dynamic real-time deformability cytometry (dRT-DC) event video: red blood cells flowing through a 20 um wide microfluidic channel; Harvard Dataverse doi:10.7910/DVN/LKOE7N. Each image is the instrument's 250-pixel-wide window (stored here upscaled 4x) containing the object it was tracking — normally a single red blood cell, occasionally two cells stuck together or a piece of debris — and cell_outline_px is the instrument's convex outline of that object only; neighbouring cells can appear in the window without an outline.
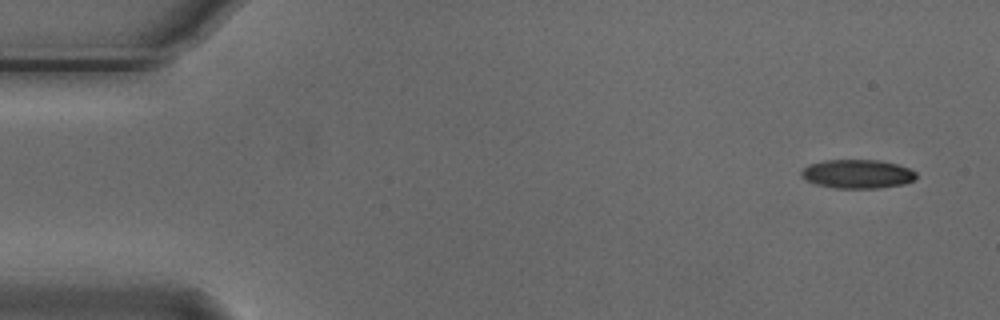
{"species": "Egyptian fruit bat (a non-hibernating species)", "species_latin": "Rousettus aegyptiacus", "temperature_condition": "cold", "stored_images_in_passage": 6, "camera_frame_rate_fps": 3000, "um_per_image_px": 0.085, "animal": {"sex": "male"}, "frame": {"image": 1, "passage_image": 1, "time_ms": 0.0, "image_size_px": [1000, 320], "cell_outline_px": [[916, 180], [904, 184], [876, 188], [836, 188], [816, 184], [800, 176], [800, 172], [808, 164], [824, 160], [880, 160], [896, 164], [908, 168], [916, 172]], "centroid_in_image_um": [72.88, 14.78], "position_along_channel_um": 12.1, "area_um2": 19.31}}
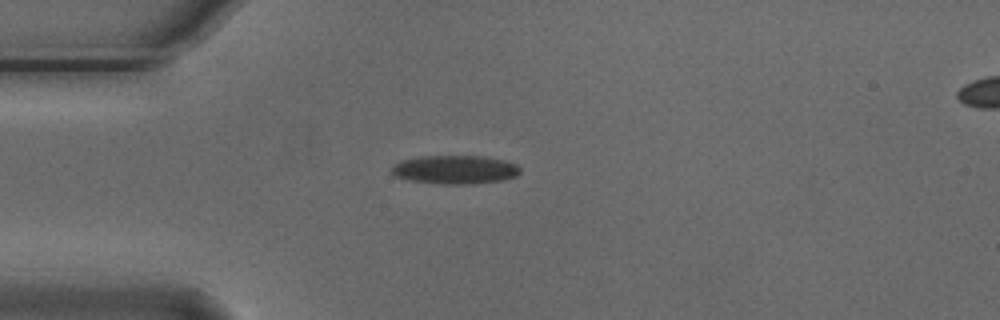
{"frame": {"image": 2, "passage_image": 4, "time_ms": 1.0, "image_size_px": [1000, 320], "cell_outline_px": [[520, 172], [516, 176], [504, 180], [472, 184], [440, 184], [408, 180], [392, 176], [392, 164], [400, 160], [420, 156], [480, 156], [504, 160], [516, 164], [520, 168]], "centroid_in_image_um": [38.63, 14.42], "position_along_channel_um": 46.4, "area_um2": 21.68}}
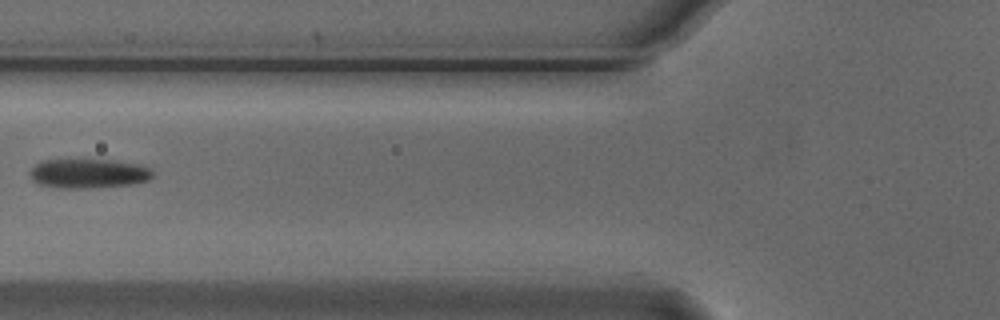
{"frame": {"image": 3, "passage_image": 6, "time_ms": 1.667, "image_size_px": [1000, 320], "cell_outline_px": [[152, 176], [148, 180], [132, 184], [88, 188], [56, 188], [40, 184], [32, 180], [28, 172], [40, 160], [116, 160], [140, 164], [148, 168], [152, 172]], "centroid_in_image_um": [7.49, 14.74], "position_along_channel_um": 118.3, "area_um2": 21.04}}